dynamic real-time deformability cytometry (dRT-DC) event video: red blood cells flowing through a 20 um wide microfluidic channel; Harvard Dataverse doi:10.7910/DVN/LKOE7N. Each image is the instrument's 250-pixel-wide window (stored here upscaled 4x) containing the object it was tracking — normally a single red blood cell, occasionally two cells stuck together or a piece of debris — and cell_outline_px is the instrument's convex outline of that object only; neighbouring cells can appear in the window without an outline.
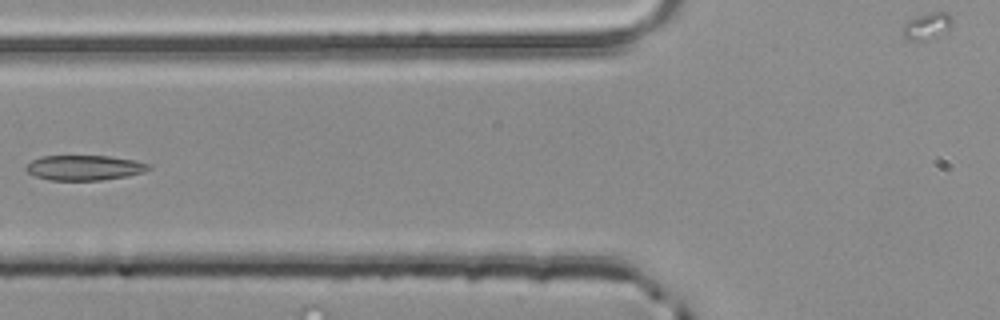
{"species": "common noctule bat (a hibernating species)", "species_latin": "Nyctalus noctula", "temperature_condition": "room temperature", "stored_images_in_passage": 2, "camera_frame_rate_fps": 3000, "um_per_image_px": 0.085, "animal": {"sex": "male", "body_mass_g": 20.4}, "frame": {"image": 1, "passage_image": 2, "time_ms": 0.333, "image_size_px": [1000, 320], "cell_outline_px": [[152, 168], [144, 172], [124, 176], [100, 180], [52, 180], [36, 176], [28, 172], [24, 168], [32, 160], [40, 156], [108, 156], [136, 160], [152, 164]], "centroid_in_image_um": [7.2, 14.24], "position_along_channel_um": 118.6, "area_um2": 17.86}}